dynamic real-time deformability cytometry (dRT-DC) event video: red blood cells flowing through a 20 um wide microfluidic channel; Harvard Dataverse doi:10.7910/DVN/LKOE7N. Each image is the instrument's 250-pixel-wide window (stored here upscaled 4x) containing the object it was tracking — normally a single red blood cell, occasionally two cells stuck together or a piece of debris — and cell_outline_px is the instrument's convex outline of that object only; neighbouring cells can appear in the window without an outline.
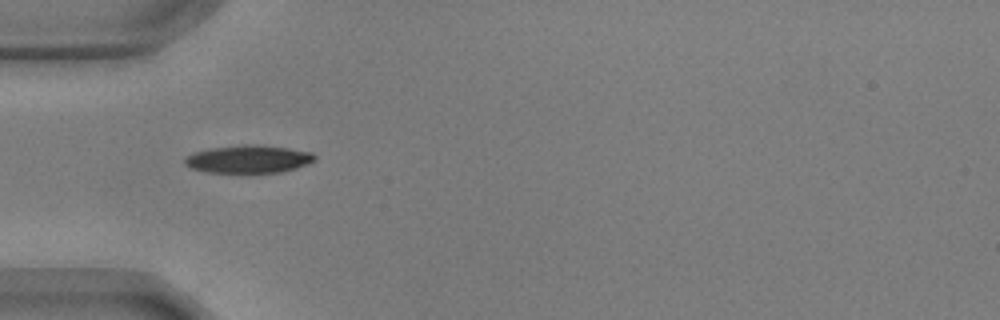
{"species": "common noctule bat (a hibernating species)", "species_latin": "Nyctalus noctula", "temperature_condition": "warm", "stored_images_in_passage": 39, "camera_frame_rate_fps": 3000, "um_per_image_px": 0.085, "animal": {"sex": "male", "body_mass_g": 17.9, "forearm_length_mm": 54.2}, "frame": {"image": 1, "passage_image": 1, "time_ms": 0.0, "image_size_px": [1000, 320], "cell_outline_px": [[316, 160], [308, 164], [296, 168], [280, 172], [252, 176], [208, 172], [192, 168], [184, 164], [184, 160], [192, 152], [208, 148], [244, 144], [260, 144], [288, 148], [312, 152], [316, 156]], "centroid_in_image_um": [21.13, 13.56], "position_along_channel_um": 63.9, "area_um2": 22.2}}
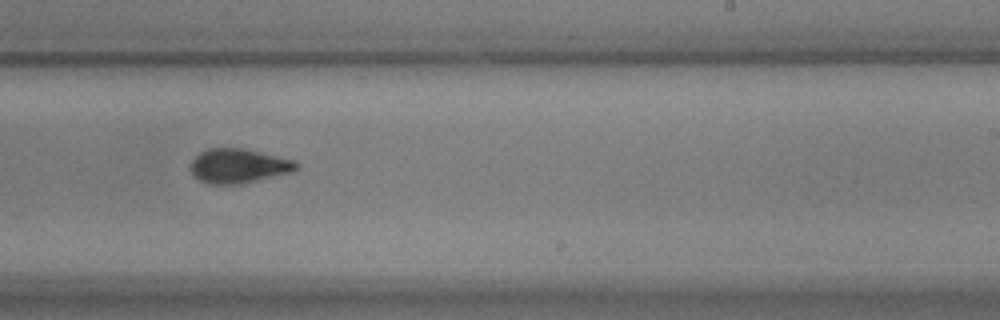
{"frame": {"image": 2, "passage_image": 18, "time_ms": 5.667, "image_size_px": [1000, 320], "cell_outline_px": [[300, 168], [292, 172], [240, 184], [208, 184], [192, 176], [192, 160], [200, 152], [208, 148], [240, 148], [296, 160], [300, 164]], "centroid_in_image_um": [20.3, 14.11], "position_along_channel_um": 268.7, "area_um2": 21.15}}
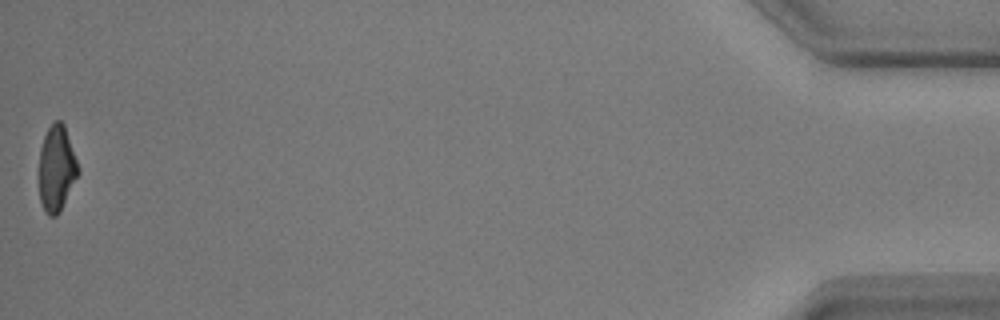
{"frame": {"image": 3, "passage_image": 39, "time_ms": 12.667, "image_size_px": [1000, 320], "cell_outline_px": [[80, 172], [60, 212], [56, 216], [48, 216], [40, 200], [40, 148], [44, 136], [52, 120], [60, 120], [64, 124], [80, 168]], "centroid_in_image_um": [4.83, 14.3], "position_along_channel_um": 430.4, "area_um2": 19.59}, "authors_computed_cell_mechanics": {"area_um2": 21.1548, "velocity_mm_per_s": 3.6358, "shape_relaxation_time_tau1_ms": 4.4173, "shape_relaxation_time_tau2_ms": 1.7935, "deformation_change_tau1": 0.1659, "deformation_change_tau2": 0.079}}